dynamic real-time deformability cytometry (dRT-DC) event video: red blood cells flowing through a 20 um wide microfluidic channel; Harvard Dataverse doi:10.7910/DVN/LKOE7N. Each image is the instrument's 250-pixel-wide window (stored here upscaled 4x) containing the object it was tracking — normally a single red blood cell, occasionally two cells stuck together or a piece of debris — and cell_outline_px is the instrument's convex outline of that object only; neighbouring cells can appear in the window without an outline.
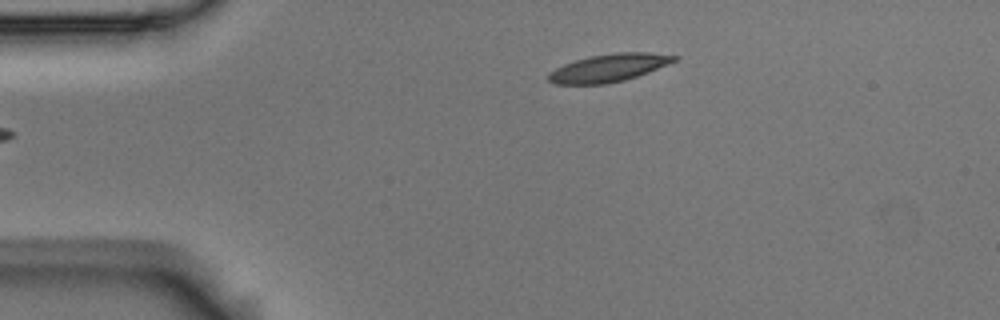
{"species": "Egyptian fruit bat (a non-hibernating species)", "species_latin": "Rousettus aegyptiacus", "temperature_condition": "room temperature", "stored_images_in_passage": 5, "camera_frame_rate_fps": 3000, "um_per_image_px": 0.085, "animal": {"sex": "male"}, "frame": {"image": 1, "passage_image": 5, "time_ms": 1.333, "image_size_px": [1000, 320], "cell_outline_px": [[680, 56], [676, 60], [668, 64], [648, 72], [624, 80], [604, 84], [556, 84], [548, 80], [548, 72], [564, 64], [588, 56], [612, 52], [648, 52]], "centroid_in_image_um": [51.74, 5.75], "position_along_channel_um": 33.3, "area_um2": 20.35}}